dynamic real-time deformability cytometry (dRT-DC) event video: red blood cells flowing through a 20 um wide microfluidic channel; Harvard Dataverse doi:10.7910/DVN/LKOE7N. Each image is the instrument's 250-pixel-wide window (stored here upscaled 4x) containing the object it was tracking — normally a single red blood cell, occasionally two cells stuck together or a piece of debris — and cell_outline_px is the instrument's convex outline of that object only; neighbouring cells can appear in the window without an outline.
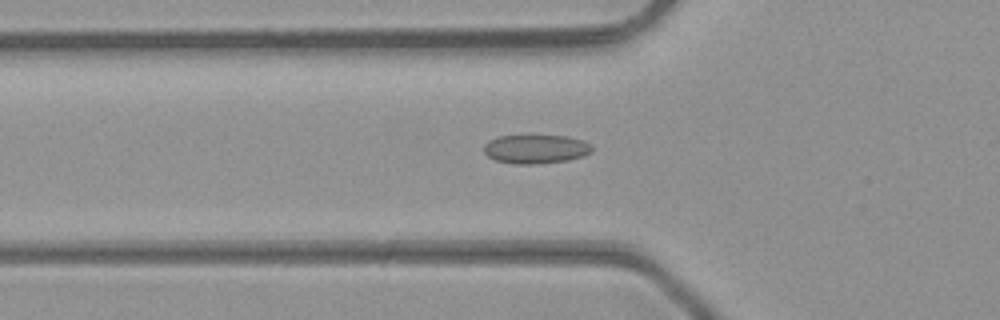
{"species": "common noctule bat (a hibernating species)", "species_latin": "Nyctalus noctula", "temperature_condition": "room temperature", "stored_images_in_passage": 47, "camera_frame_rate_fps": 3000, "um_per_image_px": 0.085, "animal": {"sex": "male", "body_mass_g": 23.1, "forearm_length_mm": 52.7}, "frame": {"image": 1, "passage_image": 16, "time_ms": 5.0, "image_size_px": [1000, 320], "cell_outline_px": [[592, 152], [584, 156], [568, 160], [536, 164], [512, 164], [496, 160], [488, 156], [484, 152], [484, 144], [488, 140], [500, 136], [568, 136], [592, 144]], "centroid_in_image_um": [45.54, 12.68], "position_along_channel_um": 80.3, "area_um2": 18.21}}
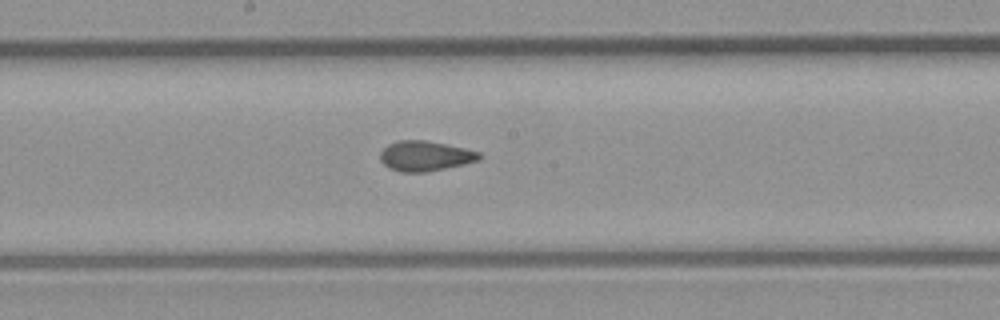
{"frame": {"image": 2, "passage_image": 25, "time_ms": 8.0, "image_size_px": [1000, 320], "cell_outline_px": [[480, 160], [464, 164], [428, 172], [400, 172], [388, 168], [380, 160], [380, 152], [388, 144], [400, 140], [424, 140], [464, 148], [480, 152]], "centroid_in_image_um": [36.11, 13.27], "position_along_channel_um": 212.1, "area_um2": 17.34}}
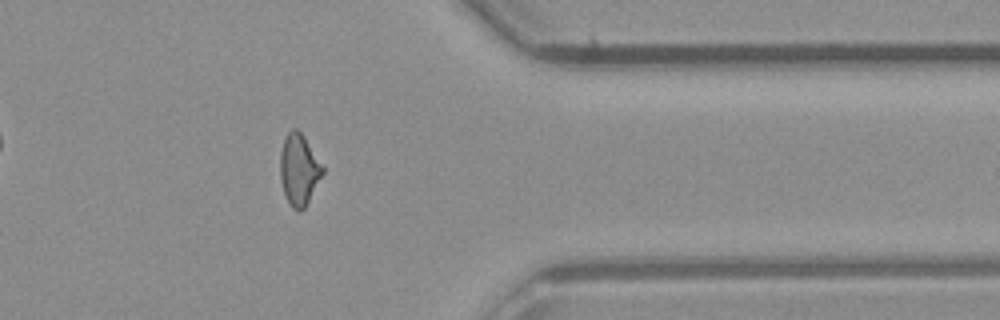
{"frame": {"image": 3, "passage_image": 38, "time_ms": 12.333, "image_size_px": [1000, 320], "cell_outline_px": [[324, 172], [304, 208], [300, 212], [296, 212], [292, 208], [284, 192], [280, 180], [280, 152], [284, 140], [288, 132], [292, 128], [296, 128], [304, 136], [324, 164]], "centroid_in_image_um": [25.43, 14.4], "position_along_channel_um": 386.0, "area_um2": 17.74}, "authors_computed_cell_mechanics": {"area_um2": 17.7446, "velocity_mm_per_s": 4.3456, "shape_relaxation_time_tau1_ms": null, "shape_relaxation_time_tau2_ms": 1.3973, "deformation_change_tau1": null, "deformation_change_tau2": 0.0686}}